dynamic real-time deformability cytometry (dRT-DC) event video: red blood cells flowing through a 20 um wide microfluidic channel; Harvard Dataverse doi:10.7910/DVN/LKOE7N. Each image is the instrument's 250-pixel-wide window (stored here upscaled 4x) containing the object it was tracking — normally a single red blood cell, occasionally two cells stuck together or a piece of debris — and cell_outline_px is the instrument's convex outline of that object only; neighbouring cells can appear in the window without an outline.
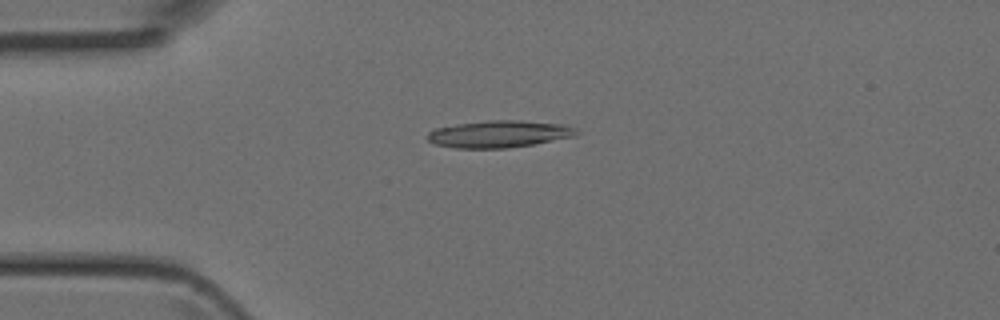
{"species": "Egyptian fruit bat (a non-hibernating species)", "species_latin": "Rousettus aegyptiacus", "temperature_condition": "room temperature", "stored_images_in_passage": 2, "camera_frame_rate_fps": 3000, "um_per_image_px": 0.085, "animal": {"sex": "female"}, "frame": {"image": 1, "passage_image": 2, "time_ms": 0.333, "image_size_px": [1000, 320], "cell_outline_px": [[580, 132], [572, 136], [532, 144], [508, 148], [456, 148], [432, 144], [424, 136], [428, 132], [436, 128], [460, 124], [488, 120], [520, 120], [564, 124]], "centroid_in_image_um": [42.35, 11.39], "position_along_channel_um": 42.7, "area_um2": 23.29}}